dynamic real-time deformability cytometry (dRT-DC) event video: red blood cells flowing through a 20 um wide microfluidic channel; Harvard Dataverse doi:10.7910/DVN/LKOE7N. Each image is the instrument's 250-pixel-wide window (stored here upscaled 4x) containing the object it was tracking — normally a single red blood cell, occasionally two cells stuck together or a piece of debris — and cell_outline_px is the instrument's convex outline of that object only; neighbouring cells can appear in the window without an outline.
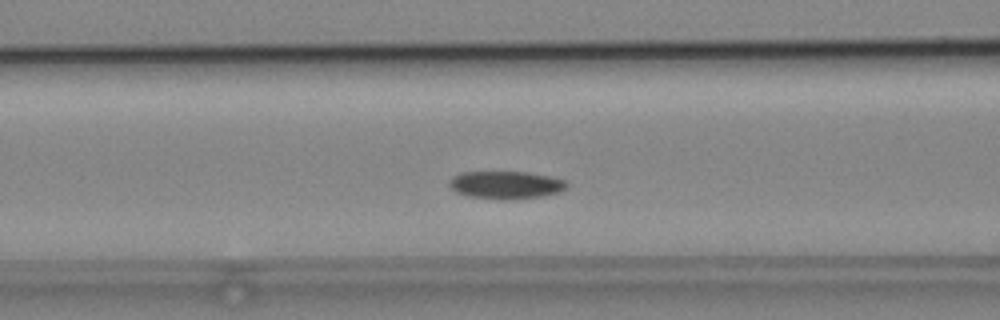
{"species": "common noctule bat (a hibernating species)", "species_latin": "Nyctalus noctula", "temperature_condition": "cold", "stored_images_in_passage": 48, "camera_frame_rate_fps": 3000, "um_per_image_px": 0.085, "animal": {"sex": "male", "body_mass_g": 19.2, "forearm_length_mm": 51.8}, "frame": {"image": 1, "passage_image": 16, "time_ms": 5.0, "image_size_px": [1000, 320], "cell_outline_px": [[568, 188], [560, 192], [544, 196], [516, 200], [500, 200], [468, 196], [456, 192], [448, 184], [452, 176], [460, 172], [528, 172], [548, 176], [564, 180], [568, 184]], "centroid_in_image_um": [43.01, 15.73], "position_along_channel_um": 123.6, "area_um2": 19.31}}
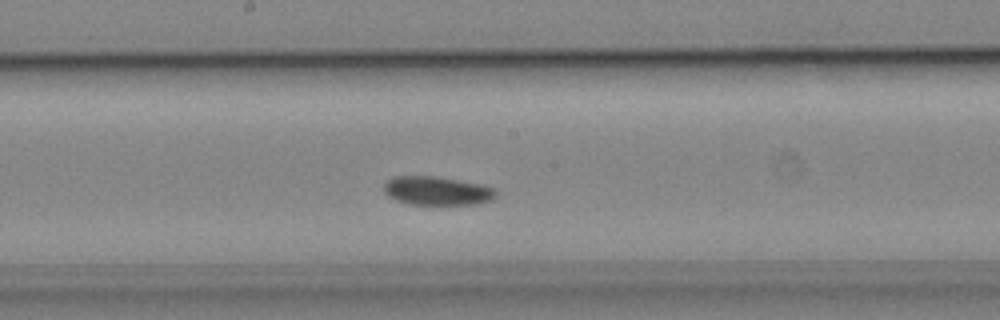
{"frame": {"image": 2, "passage_image": 23, "time_ms": 7.333, "image_size_px": [1000, 320], "cell_outline_px": [[496, 196], [492, 200], [476, 204], [408, 204], [396, 200], [388, 196], [384, 192], [384, 184], [392, 176], [432, 176], [480, 184], [492, 188], [496, 192]], "centroid_in_image_um": [37.11, 16.22], "position_along_channel_um": 211.1, "area_um2": 18.55}}
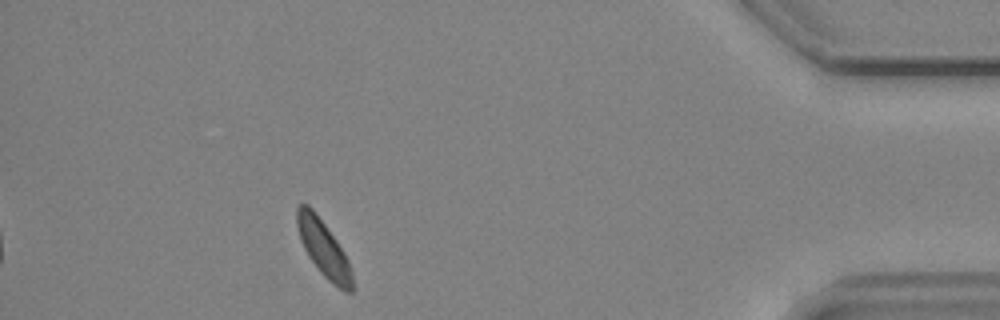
{"frame": {"image": 3, "passage_image": 43, "time_ms": 14.0, "image_size_px": [1000, 320], "cell_outline_px": [[352, 292], [344, 292], [332, 284], [320, 272], [308, 256], [300, 240], [296, 224], [296, 208], [300, 204], [308, 204], [312, 208], [336, 240], [344, 252], [348, 260], [352, 272]], "centroid_in_image_um": [27.49, 21.13], "position_along_channel_um": 407.7, "area_um2": 18.03}, "authors_computed_cell_mechanics": {"area_um2": 18.7272, "velocity_mm_per_s": 3.7508, "shape_relaxation_time_tau1_ms": 3.4717, "shape_relaxation_time_tau2_ms": null, "deformation_change_tau1": 0.0672, "deformation_change_tau2": null}}